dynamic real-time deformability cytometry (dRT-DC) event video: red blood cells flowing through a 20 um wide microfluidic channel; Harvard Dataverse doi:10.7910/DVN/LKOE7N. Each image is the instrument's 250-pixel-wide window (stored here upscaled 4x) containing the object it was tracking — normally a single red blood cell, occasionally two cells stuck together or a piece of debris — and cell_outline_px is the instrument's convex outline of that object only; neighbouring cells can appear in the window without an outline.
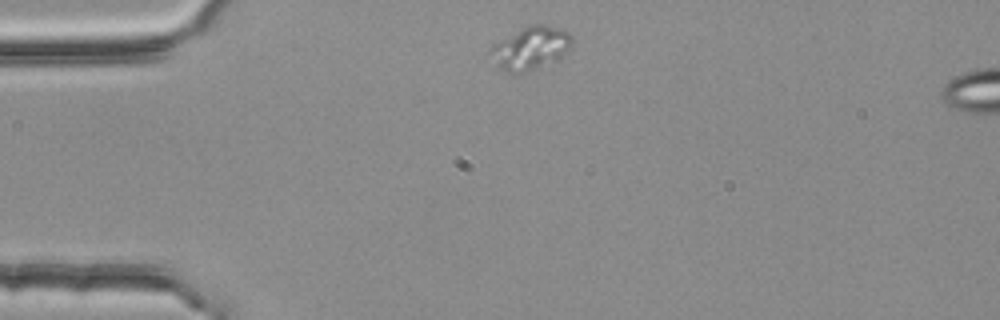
{"species": "common noctule bat (a hibernating species)", "species_latin": "Nyctalus noctula", "temperature_condition": "room temperature", "stored_images_in_passage": 2, "camera_frame_rate_fps": 3000, "um_per_image_px": 0.085, "animal": {"sex": "female", "body_mass_g": 25.1}, "frame": {"image": 1, "passage_image": 1, "time_ms": 0.0, "image_size_px": [1000, 320], "cell_outline_px": [[572, 44], [556, 60], [528, 72], [516, 76], [504, 72], [496, 64], [488, 52], [500, 40], [532, 24], [548, 24], [568, 32], [572, 36]], "centroid_in_image_um": [45.08, 4.13], "position_along_channel_um": 39.9, "area_um2": 20.29}}